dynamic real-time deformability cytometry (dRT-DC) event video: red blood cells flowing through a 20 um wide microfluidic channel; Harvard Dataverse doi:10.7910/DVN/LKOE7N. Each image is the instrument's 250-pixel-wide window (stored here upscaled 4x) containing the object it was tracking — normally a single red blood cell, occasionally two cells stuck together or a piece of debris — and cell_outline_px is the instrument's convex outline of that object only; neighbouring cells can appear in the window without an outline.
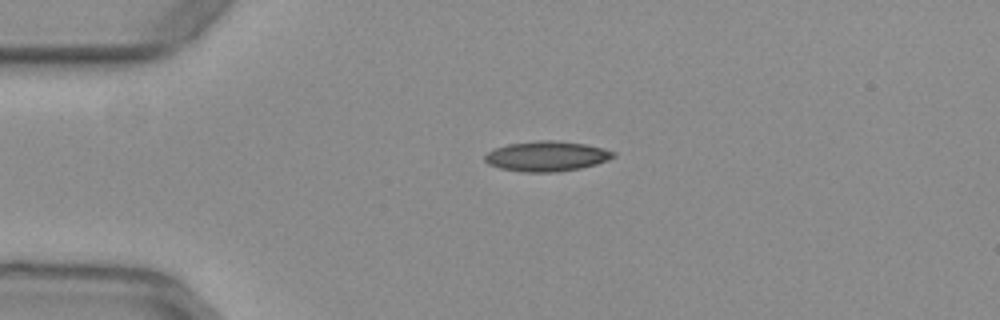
{"species": "common noctule bat (a hibernating species)", "species_latin": "Nyctalus noctula", "temperature_condition": "warm", "stored_images_in_passage": 41, "camera_frame_rate_fps": 3000, "um_per_image_px": 0.085, "animal": {"sex": "female", "body_mass_g": 29.2, "forearm_length_mm": 56.3}, "frame": {"image": 1, "passage_image": 1, "time_ms": 0.0, "image_size_px": [1000, 320], "cell_outline_px": [[616, 156], [608, 160], [596, 164], [580, 168], [560, 172], [524, 172], [500, 168], [488, 164], [484, 160], [484, 156], [492, 148], [508, 144], [540, 140], [556, 140], [584, 144], [604, 148], [616, 152]], "centroid_in_image_um": [46.47, 13.28], "position_along_channel_um": 38.5, "area_um2": 22.72}}
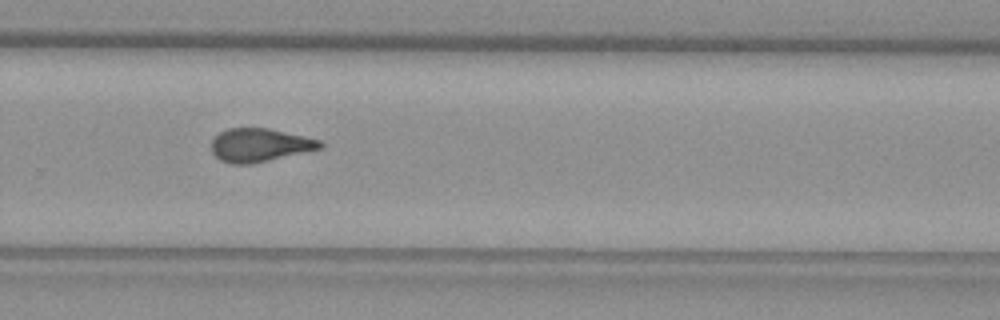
{"frame": {"image": 2, "passage_image": 24, "time_ms": 7.667, "image_size_px": [1000, 320], "cell_outline_px": [[324, 148], [252, 164], [232, 164], [220, 160], [212, 152], [212, 140], [220, 132], [228, 128], [268, 128], [304, 136], [320, 140], [324, 144]], "centroid_in_image_um": [22.1, 12.34], "position_along_channel_um": 307.7, "area_um2": 21.15}}
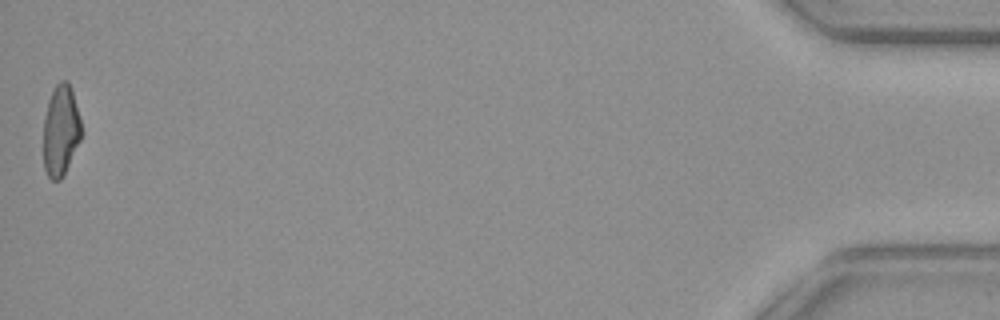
{"frame": {"image": 3, "passage_image": 41, "time_ms": 13.333, "image_size_px": [1000, 320], "cell_outline_px": [[80, 140], [60, 180], [52, 180], [48, 176], [44, 168], [44, 116], [48, 100], [56, 84], [60, 80], [68, 80], [72, 92], [80, 120]], "centroid_in_image_um": [5.14, 11.07], "position_along_channel_um": 430.1, "area_um2": 19.59}, "authors_computed_cell_mechanics": {"area_um2": 21.7328, "velocity_mm_per_s": 3.9465, "shape_relaxation_time_tau1_ms": null, "shape_relaxation_time_tau2_ms": 1.5789, "deformation_change_tau1": null, "deformation_change_tau2": 0.0818}}